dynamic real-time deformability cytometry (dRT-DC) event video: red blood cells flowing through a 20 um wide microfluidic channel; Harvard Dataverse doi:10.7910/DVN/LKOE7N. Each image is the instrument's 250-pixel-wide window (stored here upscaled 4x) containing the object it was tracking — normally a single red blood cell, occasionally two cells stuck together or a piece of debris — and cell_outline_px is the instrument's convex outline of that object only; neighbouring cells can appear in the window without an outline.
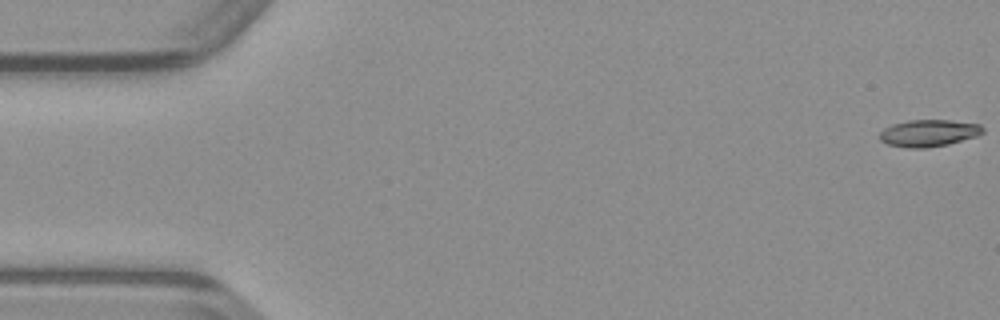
{"species": "common noctule bat (a hibernating species)", "species_latin": "Nyctalus noctula", "temperature_condition": "warm", "stored_images_in_passage": 49, "camera_frame_rate_fps": 3000, "um_per_image_px": 0.085, "animal": {"sex": "male", "body_mass_g": 23.1, "forearm_length_mm": 52.7}, "frame": {"image": 1, "passage_image": 1, "time_ms": 0.0, "image_size_px": [1000, 320], "cell_outline_px": [[984, 132], [976, 136], [948, 144], [924, 148], [908, 148], [888, 144], [880, 140], [880, 132], [884, 128], [892, 124], [908, 120], [948, 120], [980, 124], [984, 128]], "centroid_in_image_um": [78.93, 11.31], "position_along_channel_um": 6.1, "area_um2": 16.13}}
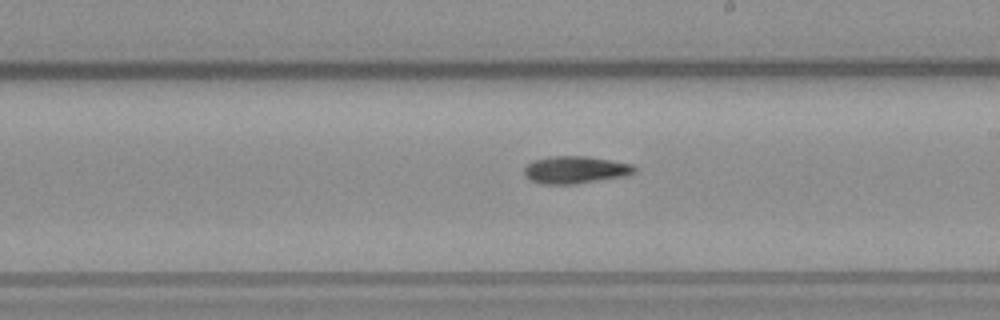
{"frame": {"image": 2, "passage_image": 28, "time_ms": 9.0, "image_size_px": [1000, 320], "cell_outline_px": [[636, 172], [628, 176], [576, 184], [540, 184], [528, 180], [524, 176], [524, 168], [532, 160], [548, 156], [588, 156], [632, 164], [636, 168]], "centroid_in_image_um": [48.89, 14.44], "position_along_channel_um": 240.1, "area_um2": 17.98}}
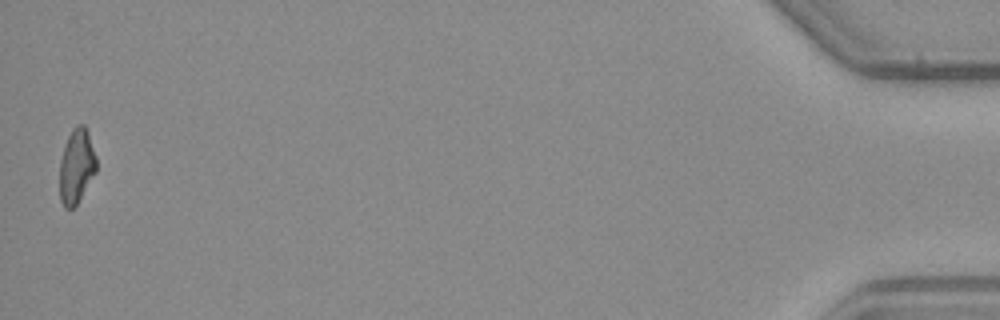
{"frame": {"image": 3, "passage_image": 49, "time_ms": 16.0, "image_size_px": [1000, 320], "cell_outline_px": [[96, 172], [76, 204], [72, 208], [64, 208], [60, 200], [60, 160], [68, 136], [72, 128], [76, 124], [84, 124], [88, 132], [96, 156]], "centroid_in_image_um": [6.5, 14.1], "position_along_channel_um": 428.7, "area_um2": 15.84}}